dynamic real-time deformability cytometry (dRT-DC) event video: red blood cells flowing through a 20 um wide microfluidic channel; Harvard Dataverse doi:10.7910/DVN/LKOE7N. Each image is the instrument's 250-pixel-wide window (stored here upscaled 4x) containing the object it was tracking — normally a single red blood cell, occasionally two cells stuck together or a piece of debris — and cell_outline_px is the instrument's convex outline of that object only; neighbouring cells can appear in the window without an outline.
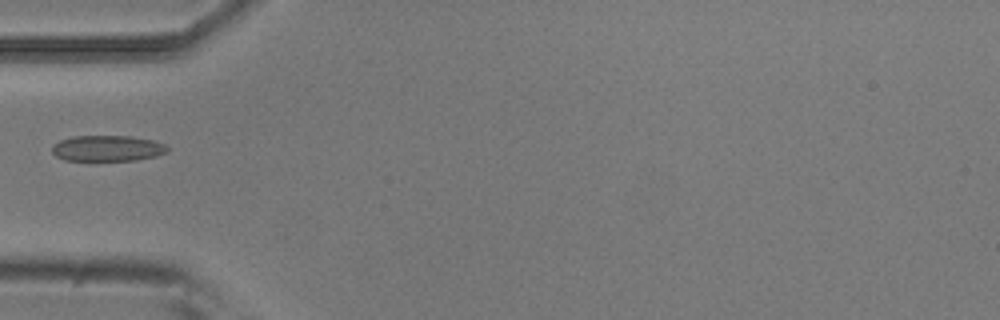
{"species": "common noctule bat (a hibernating species)", "species_latin": "Nyctalus noctula", "temperature_condition": "room temperature", "stored_images_in_passage": 6, "camera_frame_rate_fps": 3000, "um_per_image_px": 0.085, "animal": {"sex": "male", "body_mass_g": 20.5, "forearm_length_mm": 52.5}, "frame": {"image": 1, "passage_image": 5, "time_ms": 1.333, "image_size_px": [1000, 320], "cell_outline_px": [[168, 152], [156, 156], [136, 160], [64, 160], [56, 156], [52, 152], [52, 144], [60, 140], [76, 136], [132, 136], [152, 140], [164, 144], [168, 148]], "centroid_in_image_um": [9.13, 12.6], "position_along_channel_um": 75.9, "area_um2": 17.34}}
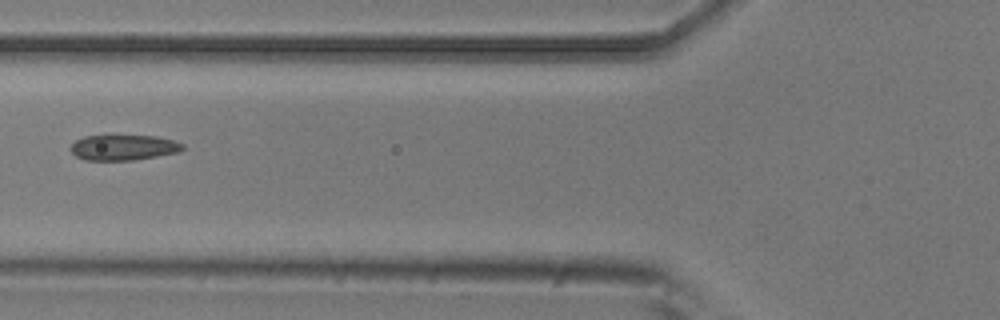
{"frame": {"image": 2, "passage_image": 6, "time_ms": 1.667, "image_size_px": [1000, 320], "cell_outline_px": [[184, 148], [180, 152], [132, 160], [84, 160], [76, 156], [68, 148], [76, 140], [84, 136], [104, 132], [112, 132], [156, 136], [172, 140], [184, 144]], "centroid_in_image_um": [10.44, 12.47], "position_along_channel_um": 115.4, "area_um2": 17.69}}